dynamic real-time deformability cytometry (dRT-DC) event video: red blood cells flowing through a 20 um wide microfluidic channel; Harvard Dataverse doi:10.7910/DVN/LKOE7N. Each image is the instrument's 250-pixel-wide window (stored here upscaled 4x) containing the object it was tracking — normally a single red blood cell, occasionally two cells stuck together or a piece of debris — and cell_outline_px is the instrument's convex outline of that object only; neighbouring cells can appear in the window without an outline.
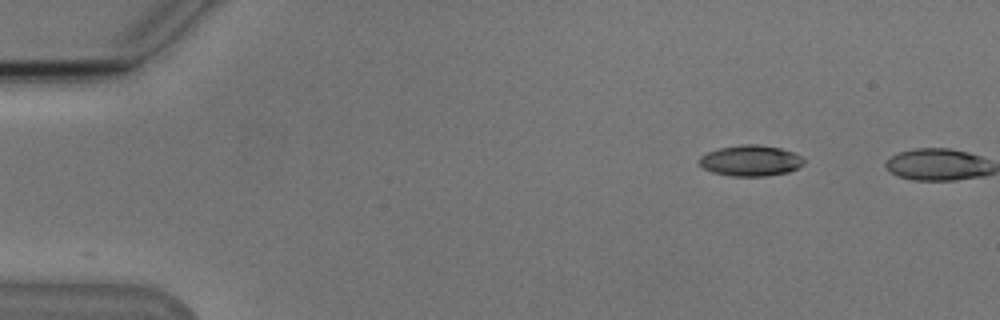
{"species": "Egyptian fruit bat (a non-hibernating species)", "species_latin": "Rousettus aegyptiacus", "temperature_condition": "cold", "stored_images_in_passage": 2, "camera_frame_rate_fps": 3000, "um_per_image_px": 0.085, "animal": {"sex": "male"}, "frame": {"image": 1, "passage_image": 1, "time_ms": 0.0, "image_size_px": [1000, 320], "cell_outline_px": [[804, 164], [788, 172], [764, 176], [732, 176], [712, 172], [704, 168], [696, 160], [700, 156], [708, 152], [720, 148], [740, 144], [760, 144], [780, 148], [792, 152], [800, 156], [804, 160]], "centroid_in_image_um": [63.77, 13.65], "position_along_channel_um": 21.2, "area_um2": 18.79}}